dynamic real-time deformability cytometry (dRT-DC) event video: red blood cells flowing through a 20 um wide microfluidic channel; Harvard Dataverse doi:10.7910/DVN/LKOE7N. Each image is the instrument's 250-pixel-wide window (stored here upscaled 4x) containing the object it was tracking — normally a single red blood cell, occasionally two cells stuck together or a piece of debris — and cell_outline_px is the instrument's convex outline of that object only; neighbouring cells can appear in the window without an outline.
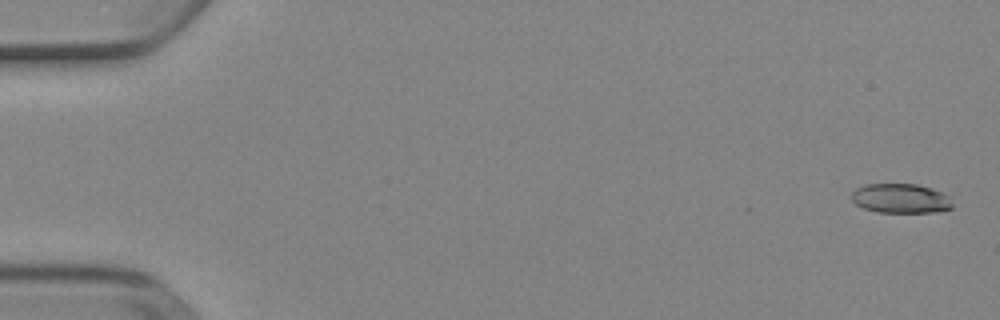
{"species": "Egyptian fruit bat (a non-hibernating species)", "species_latin": "Rousettus aegyptiacus", "temperature_condition": "cold", "stored_images_in_passage": 6, "camera_frame_rate_fps": 3000, "um_per_image_px": 0.085, "animal": {"sex": "female"}, "frame": {"image": 1, "passage_image": 1, "time_ms": 0.0, "image_size_px": [1000, 320], "cell_outline_px": [[952, 208], [932, 212], [876, 212], [864, 208], [856, 204], [848, 196], [856, 188], [868, 184], [916, 184], [932, 188], [948, 196], [952, 204]], "centroid_in_image_um": [76.51, 16.86], "position_along_channel_um": 8.5, "area_um2": 17.28}}
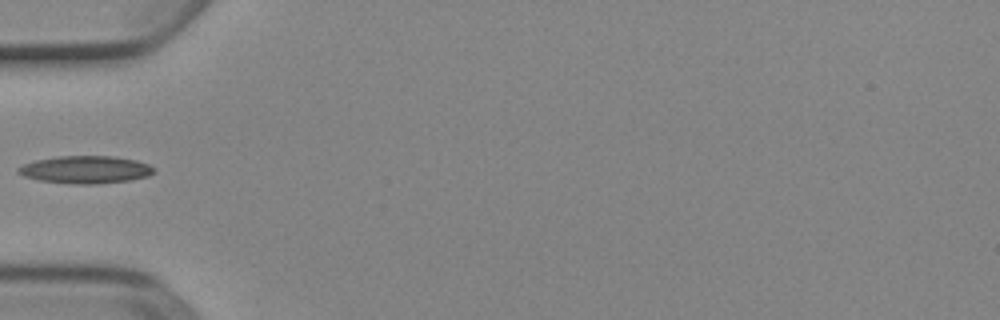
{"frame": {"image": 2, "passage_image": 5, "time_ms": 1.333, "image_size_px": [1000, 320], "cell_outline_px": [[156, 172], [148, 176], [128, 180], [96, 184], [76, 184], [40, 180], [24, 176], [16, 172], [16, 168], [24, 164], [36, 160], [56, 156], [112, 156], [136, 160], [148, 164], [156, 168]], "centroid_in_image_um": [7.28, 14.41], "position_along_channel_um": 77.7, "area_um2": 21.79}}
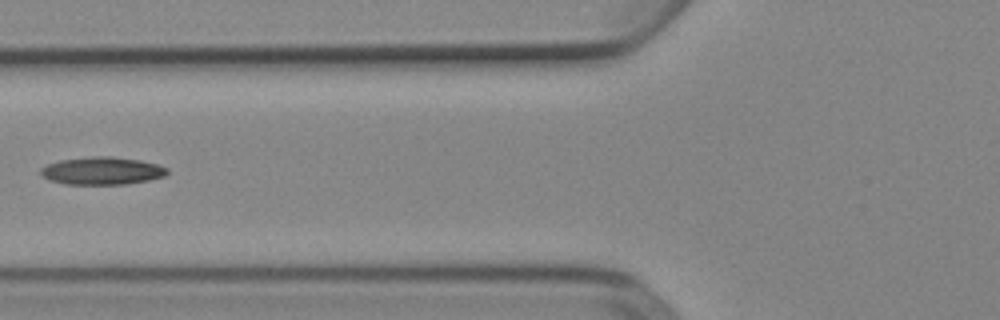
{"frame": {"image": 3, "passage_image": 6, "time_ms": 1.667, "image_size_px": [1000, 320], "cell_outline_px": [[168, 172], [164, 176], [148, 180], [124, 184], [64, 184], [48, 180], [40, 172], [40, 168], [48, 164], [60, 160], [92, 156], [112, 156], [140, 160], [156, 164], [168, 168]], "centroid_in_image_um": [8.66, 14.51], "position_along_channel_um": 117.1, "area_um2": 20.35}}